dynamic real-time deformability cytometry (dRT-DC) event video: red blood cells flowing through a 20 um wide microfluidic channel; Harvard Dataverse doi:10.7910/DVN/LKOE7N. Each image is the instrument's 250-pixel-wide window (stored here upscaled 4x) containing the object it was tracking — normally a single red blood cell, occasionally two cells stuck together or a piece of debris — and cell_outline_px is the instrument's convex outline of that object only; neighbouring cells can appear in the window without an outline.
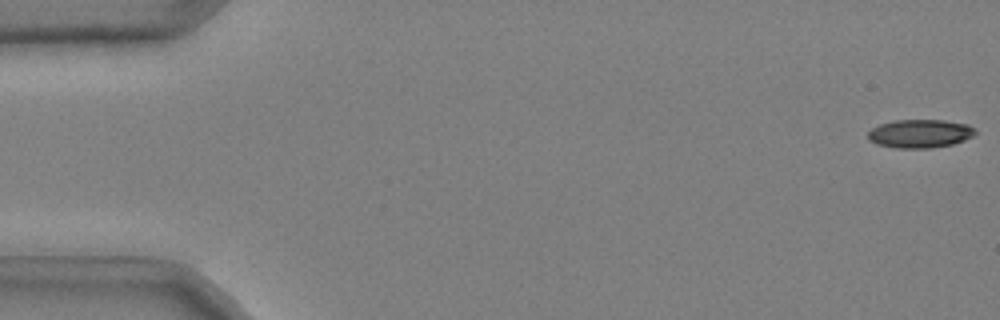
{"species": "common noctule bat (a hibernating species)", "species_latin": "Nyctalus noctula", "temperature_condition": "cold", "stored_images_in_passage": 50, "camera_frame_rate_fps": 3000, "um_per_image_px": 0.085, "animal": {"sex": "male", "body_mass_g": 20.4}, "frame": {"image": 1, "passage_image": 1, "time_ms": 0.0, "image_size_px": [1000, 320], "cell_outline_px": [[976, 132], [972, 136], [964, 140], [952, 144], [932, 148], [896, 148], [876, 144], [868, 140], [868, 132], [872, 128], [880, 124], [896, 120], [944, 120], [968, 124]], "centroid_in_image_um": [78.17, 11.36], "position_along_channel_um": 6.8, "area_um2": 17.74}}
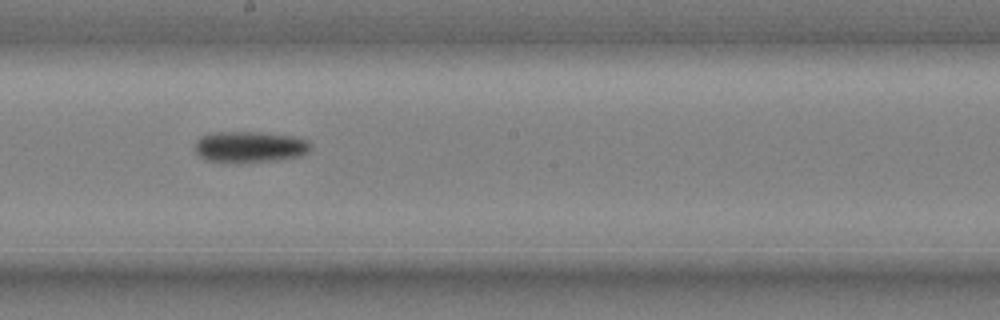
{"frame": {"image": 2, "passage_image": 30, "time_ms": 9.667, "image_size_px": [1000, 320], "cell_outline_px": [[312, 148], [308, 152], [300, 156], [276, 160], [236, 164], [208, 160], [200, 156], [196, 152], [196, 140], [200, 136], [212, 132], [260, 132], [296, 136], [308, 140], [312, 144]], "centroid_in_image_um": [21.26, 12.49], "position_along_channel_um": 226.9, "area_um2": 21.5}}
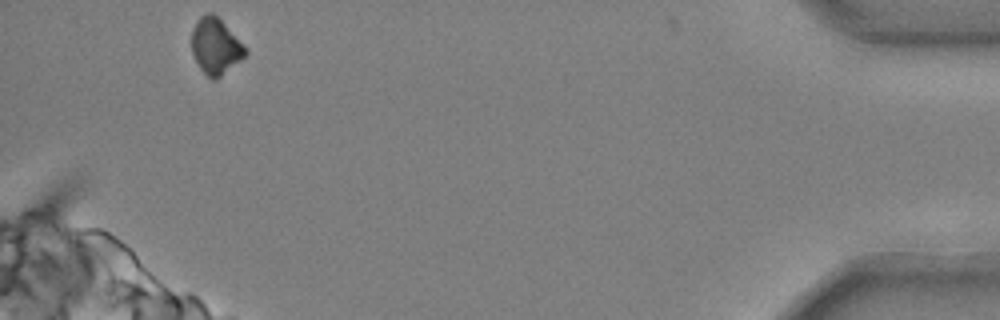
{"frame": {"image": 3, "passage_image": 50, "time_ms": 16.333, "image_size_px": [1000, 320], "cell_outline_px": [[248, 52], [240, 60], [216, 80], [212, 80], [200, 68], [192, 52], [192, 28], [196, 20], [200, 16], [208, 12], [212, 12], [224, 24]], "centroid_in_image_um": [18.28, 3.92], "position_along_channel_um": 416.9, "area_um2": 17.05}}